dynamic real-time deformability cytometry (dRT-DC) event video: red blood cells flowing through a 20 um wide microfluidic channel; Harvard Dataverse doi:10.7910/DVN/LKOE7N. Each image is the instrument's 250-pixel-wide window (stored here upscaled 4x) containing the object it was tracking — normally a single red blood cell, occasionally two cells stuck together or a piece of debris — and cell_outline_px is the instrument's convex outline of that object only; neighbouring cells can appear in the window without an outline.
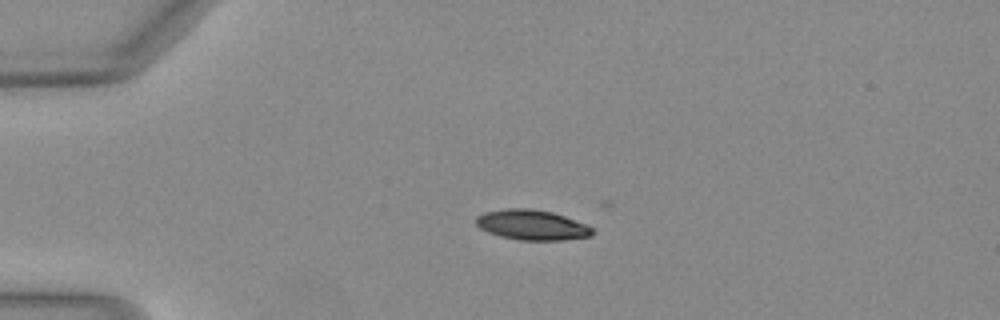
{"species": "Egyptian fruit bat (a non-hibernating species)", "species_latin": "Rousettus aegyptiacus", "temperature_condition": "warm", "stored_images_in_passage": 4, "camera_frame_rate_fps": 3000, "um_per_image_px": 0.085, "animal": {"sex": "female"}, "frame": {"image": 1, "passage_image": 1, "time_ms": 0.0, "image_size_px": [1000, 320], "cell_outline_px": [[596, 232], [592, 236], [564, 240], [520, 240], [500, 236], [488, 232], [480, 228], [476, 224], [476, 216], [484, 212], [504, 208], [528, 208], [552, 212], [588, 224]], "centroid_in_image_um": [45.24, 19.12], "position_along_channel_um": 39.8, "area_um2": 20.63}}